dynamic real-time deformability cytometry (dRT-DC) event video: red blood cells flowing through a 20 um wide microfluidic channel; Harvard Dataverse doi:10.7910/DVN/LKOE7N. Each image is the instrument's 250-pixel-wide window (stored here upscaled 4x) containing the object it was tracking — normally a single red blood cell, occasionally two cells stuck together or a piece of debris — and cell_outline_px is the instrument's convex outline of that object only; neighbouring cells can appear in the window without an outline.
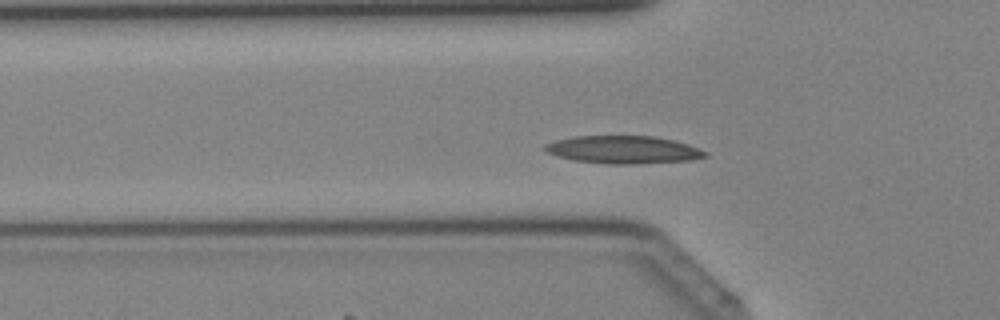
{"species": "Egyptian fruit bat (a non-hibernating species)", "species_latin": "Rousettus aegyptiacus", "temperature_condition": "cold", "stored_images_in_passage": 25, "camera_frame_rate_fps": 3000, "um_per_image_px": 0.085, "animal": {"sex": "female"}, "frame": {"image": 1, "passage_image": 12, "time_ms": 3.667, "image_size_px": [1000, 320], "cell_outline_px": [[708, 156], [692, 160], [632, 164], [608, 164], [576, 160], [556, 156], [544, 152], [540, 148], [544, 144], [556, 140], [572, 136], [652, 136], [672, 140], [688, 144], [700, 148], [708, 152]], "centroid_in_image_um": [52.95, 12.72], "position_along_channel_um": 72.9, "area_um2": 26.13}}
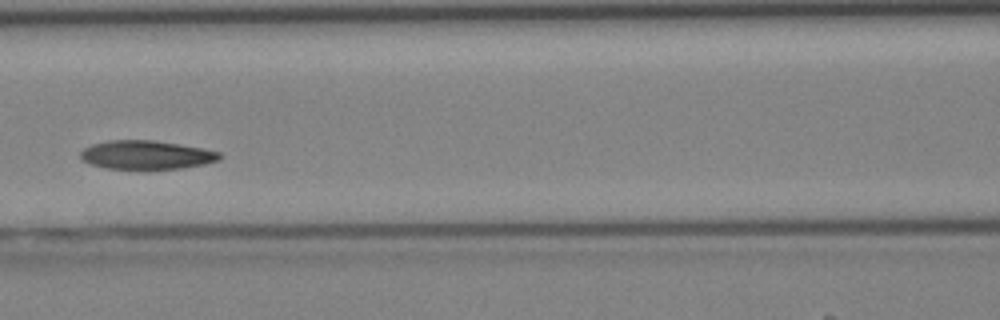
{"frame": {"image": 2, "passage_image": 17, "time_ms": 5.333, "image_size_px": [1000, 320], "cell_outline_px": [[224, 156], [220, 160], [204, 164], [180, 168], [108, 168], [88, 164], [80, 160], [80, 152], [84, 148], [92, 144], [108, 140], [152, 140], [204, 148], [220, 152]], "centroid_in_image_um": [12.43, 13.15], "position_along_channel_um": 154.2, "area_um2": 23.24}}
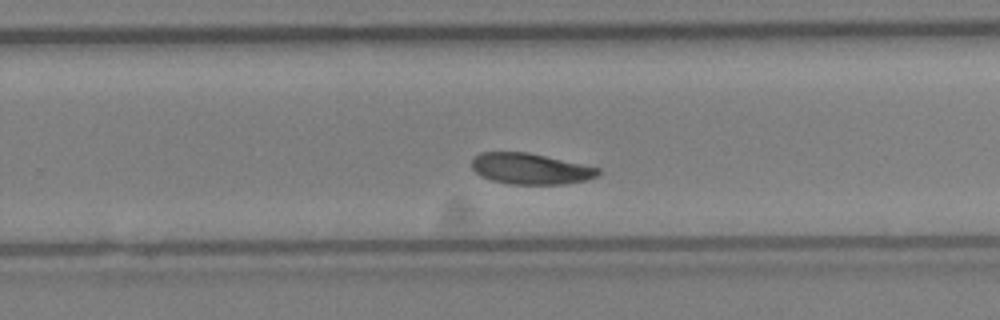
{"frame": {"image": 3, "passage_image": 25, "time_ms": 8.0, "image_size_px": [1000, 320], "cell_outline_px": [[600, 172], [596, 176], [588, 180], [564, 184], [508, 184], [492, 180], [480, 176], [472, 168], [472, 160], [480, 152], [528, 152], [600, 168]], "centroid_in_image_um": [45.08, 14.35], "position_along_channel_um": 284.7, "area_um2": 22.77}}